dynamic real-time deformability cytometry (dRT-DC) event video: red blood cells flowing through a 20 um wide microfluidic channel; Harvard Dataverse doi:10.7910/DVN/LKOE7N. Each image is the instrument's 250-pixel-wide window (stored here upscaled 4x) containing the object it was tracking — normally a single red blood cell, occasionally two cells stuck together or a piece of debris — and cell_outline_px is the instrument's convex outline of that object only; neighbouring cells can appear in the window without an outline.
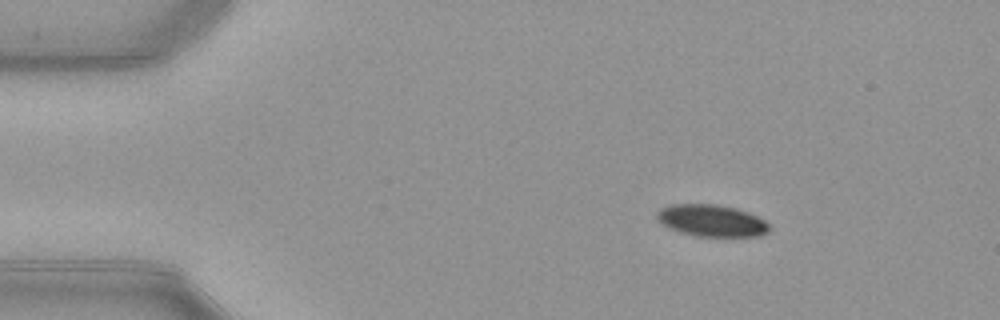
{"species": "common noctule bat (a hibernating species)", "species_latin": "Nyctalus noctula", "temperature_condition": "warm", "stored_images_in_passage": 52, "camera_frame_rate_fps": 3000, "um_per_image_px": 0.085, "animal": {"sex": "female", "body_mass_g": 21.9}, "frame": {"image": 1, "passage_image": 8, "time_ms": 2.333, "image_size_px": [1000, 320], "cell_outline_px": [[768, 232], [760, 236], [696, 236], [680, 232], [668, 228], [656, 220], [656, 212], [660, 208], [672, 204], [716, 204], [736, 208], [748, 212], [764, 220], [768, 224]], "centroid_in_image_um": [60.44, 18.74], "position_along_channel_um": 24.6, "area_um2": 20.92}}
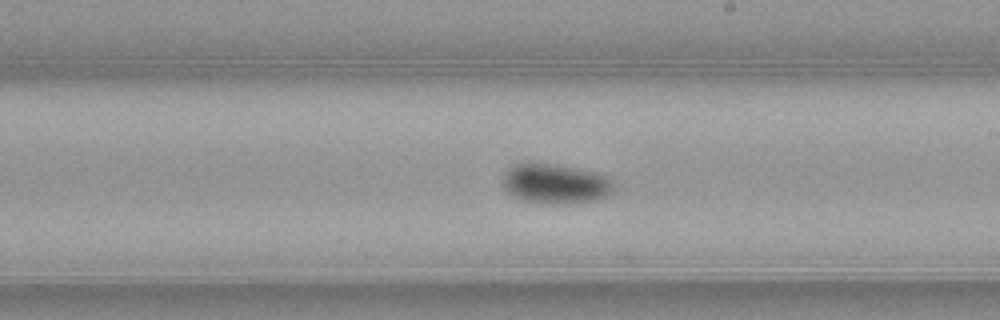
{"frame": {"image": 2, "passage_image": 30, "time_ms": 9.667, "image_size_px": [1000, 320], "cell_outline_px": [[616, 188], [608, 196], [596, 200], [576, 204], [540, 204], [520, 200], [512, 196], [504, 188], [504, 172], [508, 168], [516, 164], [532, 160], [556, 164], [592, 172], [604, 176], [612, 180]], "centroid_in_image_um": [47.18, 15.63], "position_along_channel_um": 241.8, "area_um2": 26.53}}
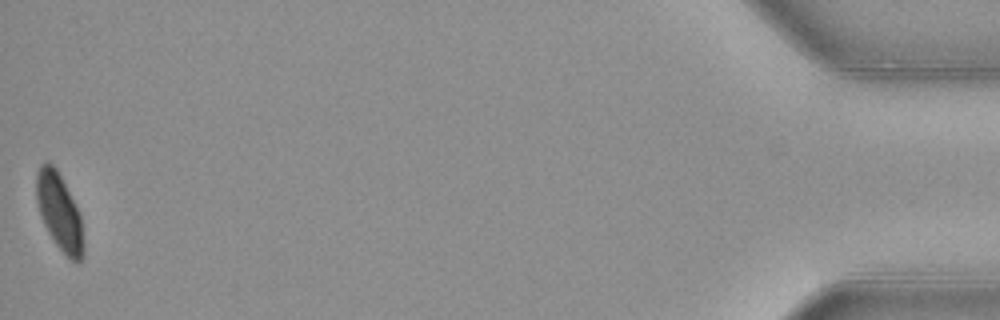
{"frame": {"image": 3, "passage_image": 52, "time_ms": 17.0, "image_size_px": [1000, 320], "cell_outline_px": [[84, 256], [80, 260], [72, 260], [56, 244], [48, 232], [40, 216], [36, 200], [36, 172], [40, 164], [52, 164], [56, 168], [80, 212], [84, 244]], "centroid_in_image_um": [5.04, 18.01], "position_along_channel_um": 430.2, "area_um2": 20.92}, "authors_computed_cell_mechanics": {"area_um2": 22.5131, "velocity_mm_per_s": 3.9585, "shape_relaxation_time_tau1_ms": 2.7955, "shape_relaxation_time_tau2_ms": null, "deformation_change_tau1": 0.1073, "deformation_change_tau2": null}}